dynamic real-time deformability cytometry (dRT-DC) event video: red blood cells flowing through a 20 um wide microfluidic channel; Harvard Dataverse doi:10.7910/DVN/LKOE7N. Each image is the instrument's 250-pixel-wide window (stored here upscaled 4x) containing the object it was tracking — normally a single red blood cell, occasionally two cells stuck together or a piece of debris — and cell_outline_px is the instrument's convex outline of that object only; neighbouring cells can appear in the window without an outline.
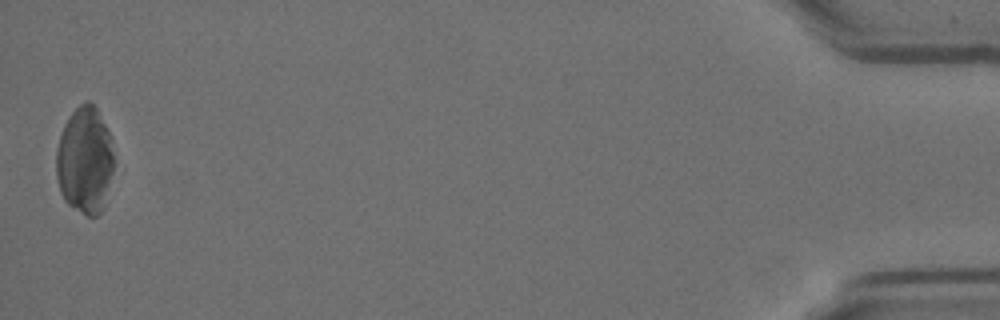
{"species": "Egyptian fruit bat (a non-hibernating species)", "species_latin": "Rousettus aegyptiacus", "temperature_condition": "room temperature", "stored_images_in_passage": 11, "camera_frame_rate_fps": 3000, "um_per_image_px": 0.085, "animal": {"sex": "female"}, "frame": {"image": 1, "passage_image": 11, "time_ms": 3.333, "image_size_px": [1000, 320], "cell_outline_px": [[116, 164], [104, 208], [96, 216], [88, 216], [68, 204], [64, 200], [60, 192], [56, 176], [56, 148], [64, 124], [72, 112], [80, 104], [88, 100], [96, 108], [108, 132]], "centroid_in_image_um": [7.22, 13.66], "position_along_channel_um": 428.0, "area_um2": 36.24}}